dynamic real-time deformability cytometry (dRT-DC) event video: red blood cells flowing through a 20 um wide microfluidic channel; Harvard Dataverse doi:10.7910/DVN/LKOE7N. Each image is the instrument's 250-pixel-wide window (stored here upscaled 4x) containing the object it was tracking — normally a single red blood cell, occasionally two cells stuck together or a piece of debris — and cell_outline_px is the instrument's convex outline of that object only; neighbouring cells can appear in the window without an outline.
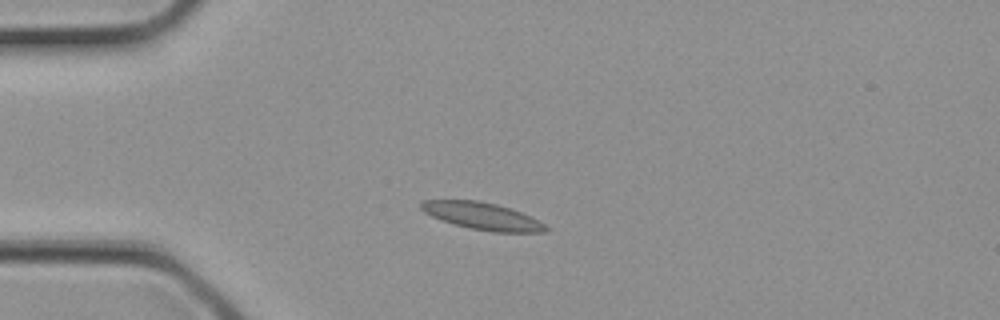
{"species": "common noctule bat (a hibernating species)", "species_latin": "Nyctalus noctula", "temperature_condition": "cold", "stored_images_in_passage": 1, "camera_frame_rate_fps": 3000, "um_per_image_px": 0.085, "animal": {"sex": "female", "body_mass_g": 21.9}, "frame": {"image": 1, "passage_image": 1, "time_ms": 0.0, "image_size_px": [1000, 320], "cell_outline_px": [[548, 232], [492, 232], [472, 228], [456, 224], [432, 216], [424, 212], [420, 208], [420, 204], [424, 200], [480, 200], [496, 204], [520, 212], [544, 224], [548, 228]], "centroid_in_image_um": [40.99, 18.36], "position_along_channel_um": 44.0, "area_um2": 19.31}}